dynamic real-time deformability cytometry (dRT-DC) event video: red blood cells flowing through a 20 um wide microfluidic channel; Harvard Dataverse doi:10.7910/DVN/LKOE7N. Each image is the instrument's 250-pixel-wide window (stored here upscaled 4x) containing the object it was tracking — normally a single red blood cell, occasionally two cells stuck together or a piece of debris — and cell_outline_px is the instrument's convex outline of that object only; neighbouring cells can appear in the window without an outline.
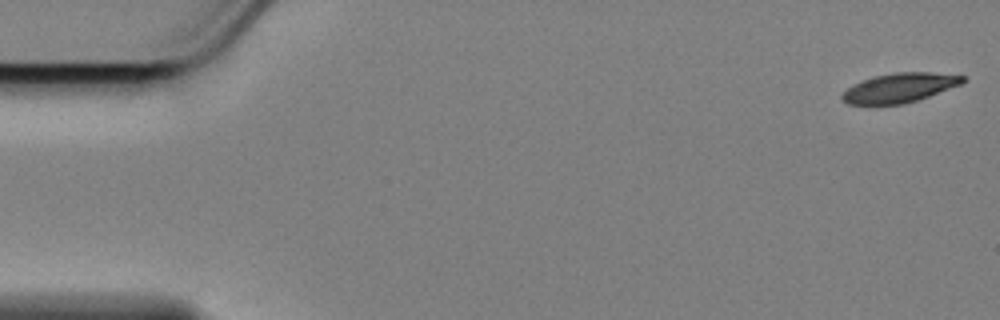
{"species": "Egyptian fruit bat (a non-hibernating species)", "species_latin": "Rousettus aegyptiacus", "temperature_condition": "cold", "stored_images_in_passage": 14, "camera_frame_rate_fps": 3000, "um_per_image_px": 0.085, "animal": {"sex": "female"}, "frame": {"image": 1, "passage_image": 1, "time_ms": 0.0, "image_size_px": [1000, 320], "cell_outline_px": [[964, 80], [960, 84], [928, 96], [904, 104], [876, 108], [868, 108], [848, 104], [840, 100], [840, 96], [852, 84], [872, 76], [896, 72], [932, 72], [964, 76]], "centroid_in_image_um": [76.3, 7.52], "position_along_channel_um": 8.7, "area_um2": 21.39}}
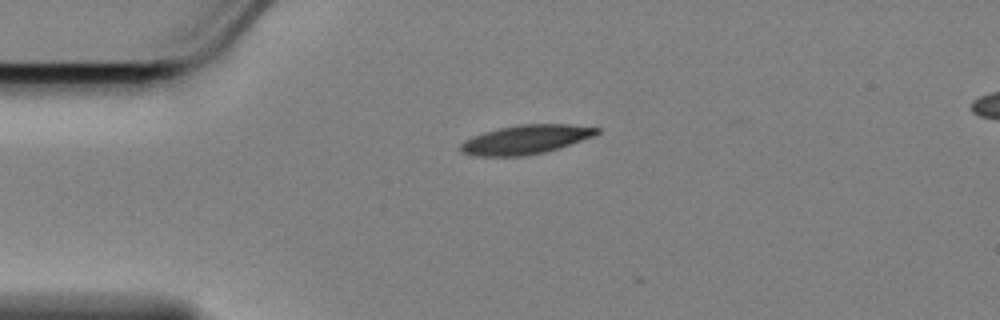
{"frame": {"image": 2, "passage_image": 13, "time_ms": 4.0, "image_size_px": [1000, 320], "cell_outline_px": [[600, 132], [596, 136], [560, 148], [544, 152], [524, 156], [472, 156], [460, 152], [460, 144], [464, 140], [472, 136], [484, 132], [500, 128], [520, 124], [568, 124], [600, 128]], "centroid_in_image_um": [44.7, 11.86], "position_along_channel_um": 40.3, "area_um2": 23.29}}